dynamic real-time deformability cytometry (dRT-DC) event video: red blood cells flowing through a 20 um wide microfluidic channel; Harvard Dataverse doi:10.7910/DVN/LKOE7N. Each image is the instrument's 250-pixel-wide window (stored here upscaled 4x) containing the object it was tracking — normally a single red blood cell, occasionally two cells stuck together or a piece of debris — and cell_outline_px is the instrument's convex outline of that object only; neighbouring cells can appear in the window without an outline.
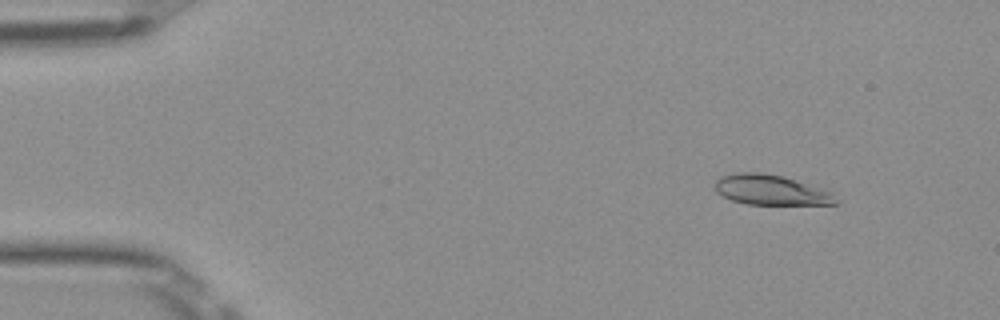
{"species": "Egyptian fruit bat (a non-hibernating species)", "species_latin": "Rousettus aegyptiacus", "temperature_condition": "room temperature", "stored_images_in_passage": 47, "camera_frame_rate_fps": 3000, "um_per_image_px": 0.085, "frame": {"image": 1, "passage_image": 2, "time_ms": 0.333, "image_size_px": [1000, 320], "cell_outline_px": [[836, 204], [748, 204], [732, 200], [716, 192], [716, 180], [720, 176], [736, 172], [760, 172], [780, 176], [832, 192], [836, 200]], "centroid_in_image_um": [65.46, 16.14], "position_along_channel_um": 19.5, "area_um2": 20.69}}
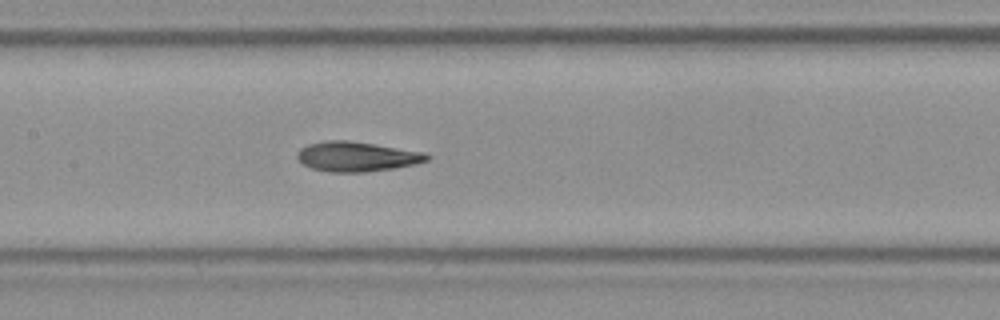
{"frame": {"image": 2, "passage_image": 21, "time_ms": 6.667, "image_size_px": [1000, 320], "cell_outline_px": [[432, 156], [428, 160], [416, 164], [392, 168], [364, 172], [332, 172], [312, 168], [304, 164], [296, 156], [296, 152], [300, 148], [308, 144], [328, 140], [348, 140], [424, 152]], "centroid_in_image_um": [30.32, 13.3], "position_along_channel_um": 177.1, "area_um2": 22.37}}
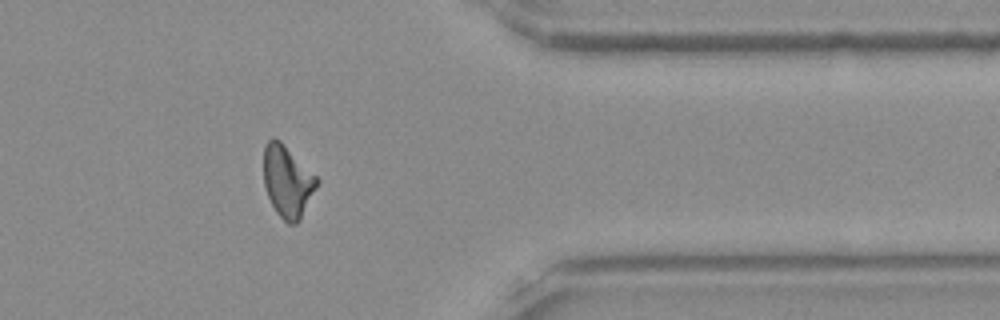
{"frame": {"image": 3, "passage_image": 38, "time_ms": 12.333, "image_size_px": [1000, 320], "cell_outline_px": [[320, 180], [300, 220], [296, 224], [288, 224], [276, 212], [268, 196], [264, 184], [264, 148], [268, 140], [272, 136], [280, 140]], "centroid_in_image_um": [24.43, 15.41], "position_along_channel_um": 387.0, "area_um2": 22.08}, "authors_computed_cell_mechanics": {"area_um2": 21.964, "velocity_mm_per_s": 3.9841, "shape_relaxation_time_tau1_ms": null, "shape_relaxation_time_tau2_ms": 2.8487, "deformation_change_tau1": null, "deformation_change_tau2": 0.0855}}